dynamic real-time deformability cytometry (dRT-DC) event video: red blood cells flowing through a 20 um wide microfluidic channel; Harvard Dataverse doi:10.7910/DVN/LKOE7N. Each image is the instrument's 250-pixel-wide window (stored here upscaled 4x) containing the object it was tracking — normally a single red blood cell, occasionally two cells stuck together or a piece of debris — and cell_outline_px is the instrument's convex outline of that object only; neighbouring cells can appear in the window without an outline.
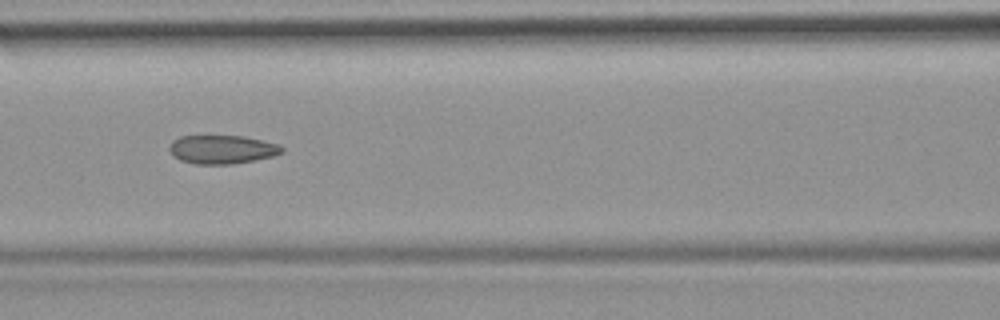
{"species": "common noctule bat (a hibernating species)", "species_latin": "Nyctalus noctula", "temperature_condition": "room temperature", "stored_images_in_passage": 50, "camera_frame_rate_fps": 3000, "um_per_image_px": 0.085, "animal": {"sex": "female", "body_mass_g": 19.9}, "frame": {"image": 1, "passage_image": 22, "time_ms": 7.0, "image_size_px": [1000, 320], "cell_outline_px": [[284, 152], [272, 156], [256, 160], [232, 164], [196, 164], [180, 160], [168, 148], [172, 140], [180, 136], [244, 136], [280, 144], [284, 148]], "centroid_in_image_um": [18.91, 12.7], "position_along_channel_um": 147.7, "area_um2": 18.79}, "authors_computed_cell_mechanics": {"area_um2": 19.5364, "velocity_mm_per_s": 3.9672, "shape_relaxation_time_tau1_ms": null, "shape_relaxation_time_tau2_ms": 2.341, "deformation_change_tau1": null, "deformation_change_tau2": 0.0968}}